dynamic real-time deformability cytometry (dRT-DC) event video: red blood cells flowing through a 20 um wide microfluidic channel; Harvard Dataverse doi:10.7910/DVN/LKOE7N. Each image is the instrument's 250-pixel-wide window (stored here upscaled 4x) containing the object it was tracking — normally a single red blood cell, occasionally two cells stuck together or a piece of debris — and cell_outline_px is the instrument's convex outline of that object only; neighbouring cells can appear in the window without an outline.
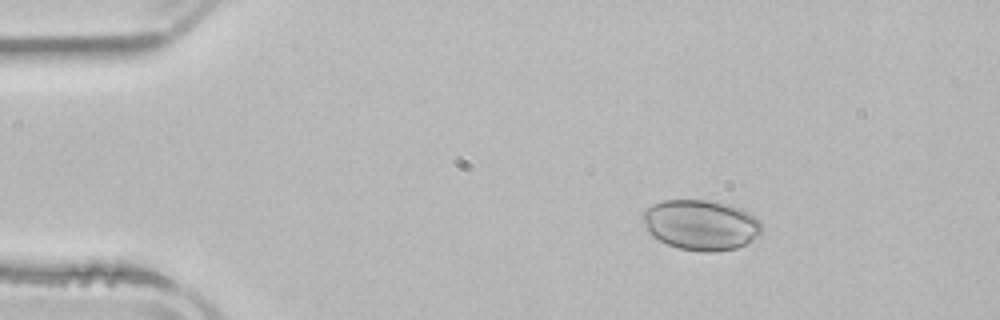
{"species": "common noctule bat (a hibernating species)", "species_latin": "Nyctalus noctula", "temperature_condition": "room temperature", "stored_images_in_passage": 3, "camera_frame_rate_fps": 3000, "um_per_image_px": 0.085, "animal": {"sex": "male", "body_mass_g": 21.5, "forearm_length_mm": 52.0}, "frame": {"image": 1, "passage_image": 1, "time_ms": 0.0, "image_size_px": [1000, 320], "cell_outline_px": [[764, 228], [756, 236], [744, 244], [736, 248], [712, 252], [700, 252], [680, 248], [668, 244], [652, 236], [648, 232], [640, 216], [640, 212], [652, 204], [664, 200], [708, 200], [728, 204], [740, 208], [748, 212], [760, 220]], "centroid_in_image_um": [59.54, 19.1], "position_along_channel_um": 25.5, "area_um2": 35.03}}
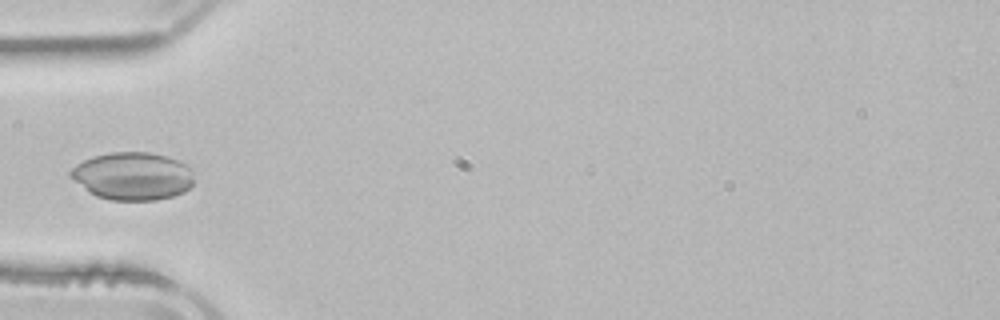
{"frame": {"image": 2, "passage_image": 3, "time_ms": 3.0, "image_size_px": [1000, 320], "cell_outline_px": [[192, 184], [184, 192], [172, 196], [156, 200], [112, 200], [96, 196], [88, 192], [68, 172], [76, 164], [92, 156], [112, 152], [148, 152], [168, 156], [192, 168]], "centroid_in_image_um": [11.28, 14.96], "position_along_channel_um": 73.7, "area_um2": 34.22}}